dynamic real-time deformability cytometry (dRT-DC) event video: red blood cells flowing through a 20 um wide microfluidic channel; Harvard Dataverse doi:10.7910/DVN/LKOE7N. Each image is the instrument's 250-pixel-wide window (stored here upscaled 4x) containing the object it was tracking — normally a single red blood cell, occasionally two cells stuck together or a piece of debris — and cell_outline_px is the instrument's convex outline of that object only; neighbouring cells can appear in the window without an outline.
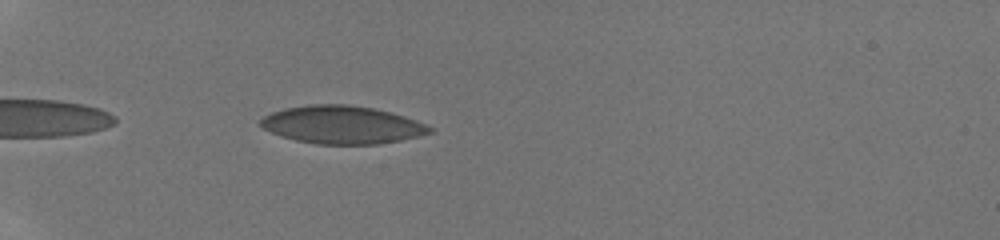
{"species": "human", "species_latin": "Homo sapiens", "temperature_condition": "room temperature", "stored_images_in_passage": 11, "camera_frame_rate_fps": 3000, "um_per_image_px": 0.085, "donor": {"sex": "male"}, "frame": {"image": 1, "passage_image": 8, "time_ms": 1.0, "image_size_px": [1000, 240], "cell_outline_px": [[432, 132], [400, 140], [380, 144], [316, 144], [296, 140], [272, 132], [264, 128], [260, 124], [260, 120], [264, 116], [272, 112], [284, 108], [308, 104], [348, 104], [372, 108], [392, 112], [416, 120], [432, 128]], "centroid_in_image_um": [29.07, 10.6], "position_along_channel_um": 55.9, "area_um2": 37.11}}